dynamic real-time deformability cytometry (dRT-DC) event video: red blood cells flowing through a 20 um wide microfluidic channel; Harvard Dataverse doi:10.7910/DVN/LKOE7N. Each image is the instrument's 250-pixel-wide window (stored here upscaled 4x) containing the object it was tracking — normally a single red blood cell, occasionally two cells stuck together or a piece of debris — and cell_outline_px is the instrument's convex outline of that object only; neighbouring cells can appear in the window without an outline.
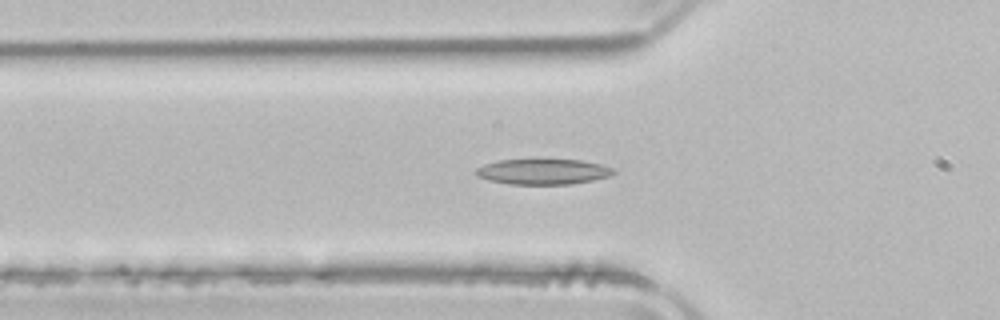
{"species": "common noctule bat (a hibernating species)", "species_latin": "Nyctalus noctula", "temperature_condition": "room temperature", "stored_images_in_passage": 40, "camera_frame_rate_fps": 3000, "um_per_image_px": 0.085, "animal": {"sex": "male", "body_mass_g": 21.5, "forearm_length_mm": 52.0}, "frame": {"image": 1, "passage_image": 5, "time_ms": 1.333, "image_size_px": [1000, 320], "cell_outline_px": [[616, 172], [608, 176], [592, 180], [568, 184], [508, 184], [488, 180], [476, 176], [476, 168], [484, 164], [500, 160], [580, 160], [600, 164], [612, 168]], "centroid_in_image_um": [46.12, 14.59], "position_along_channel_um": 79.7, "area_um2": 20.17}}
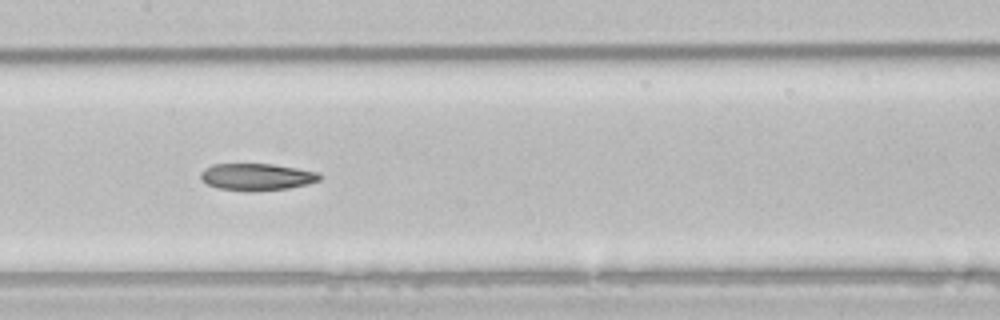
{"frame": {"image": 2, "passage_image": 13, "time_ms": 4.0, "image_size_px": [1000, 320], "cell_outline_px": [[324, 176], [320, 180], [308, 184], [288, 188], [252, 192], [248, 192], [216, 188], [200, 180], [200, 172], [204, 168], [212, 164], [272, 164], [320, 172]], "centroid_in_image_um": [21.82, 15.04], "position_along_channel_um": 185.6, "area_um2": 19.07}}
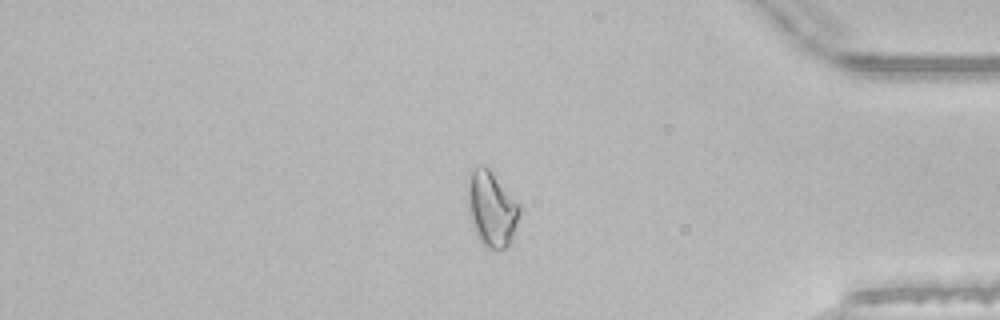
{"frame": {"image": 3, "passage_image": 31, "time_ms": 10.0, "image_size_px": [1000, 320], "cell_outline_px": [[524, 208], [508, 244], [504, 248], [496, 252], [488, 248], [476, 236], [472, 228], [468, 216], [468, 172], [476, 168], [488, 168], [492, 172]], "centroid_in_image_um": [41.79, 17.78], "position_along_channel_um": 393.4, "area_um2": 23.0}, "authors_computed_cell_mechanics": {"area_um2": 19.8832, "velocity_mm_per_s": 3.9358, "shape_relaxation_time_tau1_ms": 6.4064, "shape_relaxation_time_tau2_ms": 10.7474, "deformation_change_tau1": 0.1647, "deformation_change_tau2": 0.2118}}